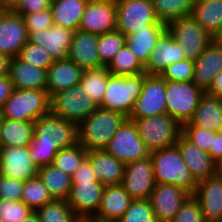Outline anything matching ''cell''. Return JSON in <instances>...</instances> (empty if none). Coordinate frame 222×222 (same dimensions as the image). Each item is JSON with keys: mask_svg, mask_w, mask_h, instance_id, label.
I'll list each match as a JSON object with an SVG mask.
<instances>
[{"mask_svg": "<svg viewBox=\"0 0 222 222\" xmlns=\"http://www.w3.org/2000/svg\"><path fill=\"white\" fill-rule=\"evenodd\" d=\"M126 119L119 112L97 107L78 125V143L87 151L104 150Z\"/></svg>", "mask_w": 222, "mask_h": 222, "instance_id": "1", "label": "cell"}, {"mask_svg": "<svg viewBox=\"0 0 222 222\" xmlns=\"http://www.w3.org/2000/svg\"><path fill=\"white\" fill-rule=\"evenodd\" d=\"M156 183L179 186L193 194L197 182L190 173L176 145L150 152Z\"/></svg>", "mask_w": 222, "mask_h": 222, "instance_id": "2", "label": "cell"}, {"mask_svg": "<svg viewBox=\"0 0 222 222\" xmlns=\"http://www.w3.org/2000/svg\"><path fill=\"white\" fill-rule=\"evenodd\" d=\"M145 75V72L128 76L110 73L103 100L98 107L119 112L128 118L141 94Z\"/></svg>", "mask_w": 222, "mask_h": 222, "instance_id": "3", "label": "cell"}, {"mask_svg": "<svg viewBox=\"0 0 222 222\" xmlns=\"http://www.w3.org/2000/svg\"><path fill=\"white\" fill-rule=\"evenodd\" d=\"M1 109L4 118L34 122L50 113V96L47 90L14 89Z\"/></svg>", "mask_w": 222, "mask_h": 222, "instance_id": "4", "label": "cell"}, {"mask_svg": "<svg viewBox=\"0 0 222 222\" xmlns=\"http://www.w3.org/2000/svg\"><path fill=\"white\" fill-rule=\"evenodd\" d=\"M129 120L136 124L140 138L150 152L175 145L182 134V125L167 113Z\"/></svg>", "mask_w": 222, "mask_h": 222, "instance_id": "5", "label": "cell"}, {"mask_svg": "<svg viewBox=\"0 0 222 222\" xmlns=\"http://www.w3.org/2000/svg\"><path fill=\"white\" fill-rule=\"evenodd\" d=\"M35 145L57 146L60 150L78 143V125L48 113L34 121Z\"/></svg>", "mask_w": 222, "mask_h": 222, "instance_id": "6", "label": "cell"}, {"mask_svg": "<svg viewBox=\"0 0 222 222\" xmlns=\"http://www.w3.org/2000/svg\"><path fill=\"white\" fill-rule=\"evenodd\" d=\"M205 91L193 81L166 80L167 114L175 118L181 125L189 122L199 105Z\"/></svg>", "mask_w": 222, "mask_h": 222, "instance_id": "7", "label": "cell"}, {"mask_svg": "<svg viewBox=\"0 0 222 222\" xmlns=\"http://www.w3.org/2000/svg\"><path fill=\"white\" fill-rule=\"evenodd\" d=\"M98 106L80 84L50 96V113L79 125Z\"/></svg>", "mask_w": 222, "mask_h": 222, "instance_id": "8", "label": "cell"}, {"mask_svg": "<svg viewBox=\"0 0 222 222\" xmlns=\"http://www.w3.org/2000/svg\"><path fill=\"white\" fill-rule=\"evenodd\" d=\"M104 150L124 164L150 156V151L140 138L136 124L129 119H126L115 131Z\"/></svg>", "mask_w": 222, "mask_h": 222, "instance_id": "9", "label": "cell"}, {"mask_svg": "<svg viewBox=\"0 0 222 222\" xmlns=\"http://www.w3.org/2000/svg\"><path fill=\"white\" fill-rule=\"evenodd\" d=\"M116 29L125 36L152 24H165L157 18L151 0H115Z\"/></svg>", "mask_w": 222, "mask_h": 222, "instance_id": "10", "label": "cell"}, {"mask_svg": "<svg viewBox=\"0 0 222 222\" xmlns=\"http://www.w3.org/2000/svg\"><path fill=\"white\" fill-rule=\"evenodd\" d=\"M166 27L182 47L185 59L192 61L214 40L191 16L173 20Z\"/></svg>", "mask_w": 222, "mask_h": 222, "instance_id": "11", "label": "cell"}, {"mask_svg": "<svg viewBox=\"0 0 222 222\" xmlns=\"http://www.w3.org/2000/svg\"><path fill=\"white\" fill-rule=\"evenodd\" d=\"M166 80L161 75L146 74L141 94L127 119L153 117L167 113Z\"/></svg>", "mask_w": 222, "mask_h": 222, "instance_id": "12", "label": "cell"}, {"mask_svg": "<svg viewBox=\"0 0 222 222\" xmlns=\"http://www.w3.org/2000/svg\"><path fill=\"white\" fill-rule=\"evenodd\" d=\"M155 184L151 156L125 164L120 185L133 200L149 199Z\"/></svg>", "mask_w": 222, "mask_h": 222, "instance_id": "13", "label": "cell"}, {"mask_svg": "<svg viewBox=\"0 0 222 222\" xmlns=\"http://www.w3.org/2000/svg\"><path fill=\"white\" fill-rule=\"evenodd\" d=\"M78 29L98 36L115 30V0H89L85 6Z\"/></svg>", "mask_w": 222, "mask_h": 222, "instance_id": "14", "label": "cell"}, {"mask_svg": "<svg viewBox=\"0 0 222 222\" xmlns=\"http://www.w3.org/2000/svg\"><path fill=\"white\" fill-rule=\"evenodd\" d=\"M28 33L23 16L13 9L0 13V53L9 58L19 55L21 48L28 42Z\"/></svg>", "mask_w": 222, "mask_h": 222, "instance_id": "15", "label": "cell"}, {"mask_svg": "<svg viewBox=\"0 0 222 222\" xmlns=\"http://www.w3.org/2000/svg\"><path fill=\"white\" fill-rule=\"evenodd\" d=\"M104 188L99 181H72L67 203L79 218L91 219L99 209Z\"/></svg>", "mask_w": 222, "mask_h": 222, "instance_id": "16", "label": "cell"}, {"mask_svg": "<svg viewBox=\"0 0 222 222\" xmlns=\"http://www.w3.org/2000/svg\"><path fill=\"white\" fill-rule=\"evenodd\" d=\"M189 195L179 186L156 183L149 198L156 222H170Z\"/></svg>", "mask_w": 222, "mask_h": 222, "instance_id": "17", "label": "cell"}, {"mask_svg": "<svg viewBox=\"0 0 222 222\" xmlns=\"http://www.w3.org/2000/svg\"><path fill=\"white\" fill-rule=\"evenodd\" d=\"M0 175L26 181L38 176V167L29 157L27 147H0Z\"/></svg>", "mask_w": 222, "mask_h": 222, "instance_id": "18", "label": "cell"}, {"mask_svg": "<svg viewBox=\"0 0 222 222\" xmlns=\"http://www.w3.org/2000/svg\"><path fill=\"white\" fill-rule=\"evenodd\" d=\"M192 195L201 206L205 222H222V178L214 174L199 181Z\"/></svg>", "mask_w": 222, "mask_h": 222, "instance_id": "19", "label": "cell"}, {"mask_svg": "<svg viewBox=\"0 0 222 222\" xmlns=\"http://www.w3.org/2000/svg\"><path fill=\"white\" fill-rule=\"evenodd\" d=\"M184 59L182 47L166 29L152 49L148 61L144 65V71L149 75H161L166 67Z\"/></svg>", "mask_w": 222, "mask_h": 222, "instance_id": "20", "label": "cell"}, {"mask_svg": "<svg viewBox=\"0 0 222 222\" xmlns=\"http://www.w3.org/2000/svg\"><path fill=\"white\" fill-rule=\"evenodd\" d=\"M98 39V35L76 30L67 57L82 70L104 67L97 50Z\"/></svg>", "mask_w": 222, "mask_h": 222, "instance_id": "21", "label": "cell"}, {"mask_svg": "<svg viewBox=\"0 0 222 222\" xmlns=\"http://www.w3.org/2000/svg\"><path fill=\"white\" fill-rule=\"evenodd\" d=\"M175 145L197 183L215 174V162L208 152L200 149L183 134L178 137Z\"/></svg>", "mask_w": 222, "mask_h": 222, "instance_id": "22", "label": "cell"}, {"mask_svg": "<svg viewBox=\"0 0 222 222\" xmlns=\"http://www.w3.org/2000/svg\"><path fill=\"white\" fill-rule=\"evenodd\" d=\"M74 33L73 30L53 24L48 29L28 34V41L46 48L55 61L68 56Z\"/></svg>", "mask_w": 222, "mask_h": 222, "instance_id": "23", "label": "cell"}, {"mask_svg": "<svg viewBox=\"0 0 222 222\" xmlns=\"http://www.w3.org/2000/svg\"><path fill=\"white\" fill-rule=\"evenodd\" d=\"M132 200L121 185L105 186L99 209L91 219L99 222H117Z\"/></svg>", "mask_w": 222, "mask_h": 222, "instance_id": "24", "label": "cell"}, {"mask_svg": "<svg viewBox=\"0 0 222 222\" xmlns=\"http://www.w3.org/2000/svg\"><path fill=\"white\" fill-rule=\"evenodd\" d=\"M221 69L222 45L214 39L194 61L192 81L205 91Z\"/></svg>", "mask_w": 222, "mask_h": 222, "instance_id": "25", "label": "cell"}, {"mask_svg": "<svg viewBox=\"0 0 222 222\" xmlns=\"http://www.w3.org/2000/svg\"><path fill=\"white\" fill-rule=\"evenodd\" d=\"M83 70L68 57L55 60L47 69L46 90L49 96L78 85Z\"/></svg>", "mask_w": 222, "mask_h": 222, "instance_id": "26", "label": "cell"}, {"mask_svg": "<svg viewBox=\"0 0 222 222\" xmlns=\"http://www.w3.org/2000/svg\"><path fill=\"white\" fill-rule=\"evenodd\" d=\"M8 76L14 89L46 90L47 70L25 63L18 57L10 58Z\"/></svg>", "mask_w": 222, "mask_h": 222, "instance_id": "27", "label": "cell"}, {"mask_svg": "<svg viewBox=\"0 0 222 222\" xmlns=\"http://www.w3.org/2000/svg\"><path fill=\"white\" fill-rule=\"evenodd\" d=\"M89 159L97 180L104 186L120 185L124 176L125 164L105 150L88 151Z\"/></svg>", "mask_w": 222, "mask_h": 222, "instance_id": "28", "label": "cell"}, {"mask_svg": "<svg viewBox=\"0 0 222 222\" xmlns=\"http://www.w3.org/2000/svg\"><path fill=\"white\" fill-rule=\"evenodd\" d=\"M182 126H197L213 132L222 131V98L204 93L192 119Z\"/></svg>", "mask_w": 222, "mask_h": 222, "instance_id": "29", "label": "cell"}, {"mask_svg": "<svg viewBox=\"0 0 222 222\" xmlns=\"http://www.w3.org/2000/svg\"><path fill=\"white\" fill-rule=\"evenodd\" d=\"M166 24H152L126 36V44L139 61L145 65Z\"/></svg>", "mask_w": 222, "mask_h": 222, "instance_id": "30", "label": "cell"}, {"mask_svg": "<svg viewBox=\"0 0 222 222\" xmlns=\"http://www.w3.org/2000/svg\"><path fill=\"white\" fill-rule=\"evenodd\" d=\"M190 16L215 37L222 29V0H195Z\"/></svg>", "mask_w": 222, "mask_h": 222, "instance_id": "31", "label": "cell"}, {"mask_svg": "<svg viewBox=\"0 0 222 222\" xmlns=\"http://www.w3.org/2000/svg\"><path fill=\"white\" fill-rule=\"evenodd\" d=\"M89 0H51L54 25L76 31Z\"/></svg>", "mask_w": 222, "mask_h": 222, "instance_id": "32", "label": "cell"}, {"mask_svg": "<svg viewBox=\"0 0 222 222\" xmlns=\"http://www.w3.org/2000/svg\"><path fill=\"white\" fill-rule=\"evenodd\" d=\"M33 135L34 122L4 118L0 127V147H27Z\"/></svg>", "mask_w": 222, "mask_h": 222, "instance_id": "33", "label": "cell"}, {"mask_svg": "<svg viewBox=\"0 0 222 222\" xmlns=\"http://www.w3.org/2000/svg\"><path fill=\"white\" fill-rule=\"evenodd\" d=\"M38 176L53 199H67L71 190L72 178L52 164L38 168Z\"/></svg>", "mask_w": 222, "mask_h": 222, "instance_id": "34", "label": "cell"}, {"mask_svg": "<svg viewBox=\"0 0 222 222\" xmlns=\"http://www.w3.org/2000/svg\"><path fill=\"white\" fill-rule=\"evenodd\" d=\"M110 72L106 66L96 69L83 70L79 82L83 92L92 96V100L99 106L103 100L104 93L108 84Z\"/></svg>", "mask_w": 222, "mask_h": 222, "instance_id": "35", "label": "cell"}, {"mask_svg": "<svg viewBox=\"0 0 222 222\" xmlns=\"http://www.w3.org/2000/svg\"><path fill=\"white\" fill-rule=\"evenodd\" d=\"M157 18L166 25L190 16L195 0H151Z\"/></svg>", "mask_w": 222, "mask_h": 222, "instance_id": "36", "label": "cell"}, {"mask_svg": "<svg viewBox=\"0 0 222 222\" xmlns=\"http://www.w3.org/2000/svg\"><path fill=\"white\" fill-rule=\"evenodd\" d=\"M106 68L111 74L121 76L136 75L145 72L144 65L134 55L126 43L116 53Z\"/></svg>", "mask_w": 222, "mask_h": 222, "instance_id": "37", "label": "cell"}, {"mask_svg": "<svg viewBox=\"0 0 222 222\" xmlns=\"http://www.w3.org/2000/svg\"><path fill=\"white\" fill-rule=\"evenodd\" d=\"M35 212L41 222H77L79 219L66 199H53Z\"/></svg>", "mask_w": 222, "mask_h": 222, "instance_id": "38", "label": "cell"}, {"mask_svg": "<svg viewBox=\"0 0 222 222\" xmlns=\"http://www.w3.org/2000/svg\"><path fill=\"white\" fill-rule=\"evenodd\" d=\"M53 200L39 176L24 182L21 201L34 212Z\"/></svg>", "mask_w": 222, "mask_h": 222, "instance_id": "39", "label": "cell"}, {"mask_svg": "<svg viewBox=\"0 0 222 222\" xmlns=\"http://www.w3.org/2000/svg\"><path fill=\"white\" fill-rule=\"evenodd\" d=\"M88 151L80 144L63 148L56 154L52 165L64 173L72 176L75 170L87 157Z\"/></svg>", "mask_w": 222, "mask_h": 222, "instance_id": "40", "label": "cell"}, {"mask_svg": "<svg viewBox=\"0 0 222 222\" xmlns=\"http://www.w3.org/2000/svg\"><path fill=\"white\" fill-rule=\"evenodd\" d=\"M125 43L126 36L117 29L100 35L97 50L101 63L107 66Z\"/></svg>", "mask_w": 222, "mask_h": 222, "instance_id": "41", "label": "cell"}, {"mask_svg": "<svg viewBox=\"0 0 222 222\" xmlns=\"http://www.w3.org/2000/svg\"><path fill=\"white\" fill-rule=\"evenodd\" d=\"M17 57L25 63L44 70H47L54 63L46 48L29 41L21 48Z\"/></svg>", "mask_w": 222, "mask_h": 222, "instance_id": "42", "label": "cell"}, {"mask_svg": "<svg viewBox=\"0 0 222 222\" xmlns=\"http://www.w3.org/2000/svg\"><path fill=\"white\" fill-rule=\"evenodd\" d=\"M117 222H156L150 200H132L129 208Z\"/></svg>", "mask_w": 222, "mask_h": 222, "instance_id": "43", "label": "cell"}, {"mask_svg": "<svg viewBox=\"0 0 222 222\" xmlns=\"http://www.w3.org/2000/svg\"><path fill=\"white\" fill-rule=\"evenodd\" d=\"M32 212L33 210L22 201L0 198V222H20Z\"/></svg>", "mask_w": 222, "mask_h": 222, "instance_id": "44", "label": "cell"}, {"mask_svg": "<svg viewBox=\"0 0 222 222\" xmlns=\"http://www.w3.org/2000/svg\"><path fill=\"white\" fill-rule=\"evenodd\" d=\"M194 70V61L190 59H184L176 63H172L163 71L161 76L165 80L171 81H192Z\"/></svg>", "mask_w": 222, "mask_h": 222, "instance_id": "45", "label": "cell"}, {"mask_svg": "<svg viewBox=\"0 0 222 222\" xmlns=\"http://www.w3.org/2000/svg\"><path fill=\"white\" fill-rule=\"evenodd\" d=\"M170 222H205L201 206L192 194L183 202Z\"/></svg>", "mask_w": 222, "mask_h": 222, "instance_id": "46", "label": "cell"}, {"mask_svg": "<svg viewBox=\"0 0 222 222\" xmlns=\"http://www.w3.org/2000/svg\"><path fill=\"white\" fill-rule=\"evenodd\" d=\"M215 133L197 126H182V134L206 152L210 150Z\"/></svg>", "mask_w": 222, "mask_h": 222, "instance_id": "47", "label": "cell"}, {"mask_svg": "<svg viewBox=\"0 0 222 222\" xmlns=\"http://www.w3.org/2000/svg\"><path fill=\"white\" fill-rule=\"evenodd\" d=\"M28 148L29 157L38 168L52 164L60 150L57 146L35 145L33 142L28 145Z\"/></svg>", "mask_w": 222, "mask_h": 222, "instance_id": "48", "label": "cell"}, {"mask_svg": "<svg viewBox=\"0 0 222 222\" xmlns=\"http://www.w3.org/2000/svg\"><path fill=\"white\" fill-rule=\"evenodd\" d=\"M23 19L28 34L48 29L54 24L50 8L32 14H25L23 15Z\"/></svg>", "mask_w": 222, "mask_h": 222, "instance_id": "49", "label": "cell"}, {"mask_svg": "<svg viewBox=\"0 0 222 222\" xmlns=\"http://www.w3.org/2000/svg\"><path fill=\"white\" fill-rule=\"evenodd\" d=\"M23 187L24 181L0 175V198L11 201H21Z\"/></svg>", "mask_w": 222, "mask_h": 222, "instance_id": "50", "label": "cell"}, {"mask_svg": "<svg viewBox=\"0 0 222 222\" xmlns=\"http://www.w3.org/2000/svg\"><path fill=\"white\" fill-rule=\"evenodd\" d=\"M50 4L51 0H21L13 10L23 16L49 9Z\"/></svg>", "mask_w": 222, "mask_h": 222, "instance_id": "51", "label": "cell"}, {"mask_svg": "<svg viewBox=\"0 0 222 222\" xmlns=\"http://www.w3.org/2000/svg\"><path fill=\"white\" fill-rule=\"evenodd\" d=\"M72 181H98L91 166L89 159L86 157L81 165L75 170L71 176Z\"/></svg>", "mask_w": 222, "mask_h": 222, "instance_id": "52", "label": "cell"}, {"mask_svg": "<svg viewBox=\"0 0 222 222\" xmlns=\"http://www.w3.org/2000/svg\"><path fill=\"white\" fill-rule=\"evenodd\" d=\"M14 90L13 84L8 75L0 76V109L11 96Z\"/></svg>", "mask_w": 222, "mask_h": 222, "instance_id": "53", "label": "cell"}, {"mask_svg": "<svg viewBox=\"0 0 222 222\" xmlns=\"http://www.w3.org/2000/svg\"><path fill=\"white\" fill-rule=\"evenodd\" d=\"M214 162L222 159V131L216 132L208 152Z\"/></svg>", "mask_w": 222, "mask_h": 222, "instance_id": "54", "label": "cell"}, {"mask_svg": "<svg viewBox=\"0 0 222 222\" xmlns=\"http://www.w3.org/2000/svg\"><path fill=\"white\" fill-rule=\"evenodd\" d=\"M205 93L222 98V69L214 76Z\"/></svg>", "mask_w": 222, "mask_h": 222, "instance_id": "55", "label": "cell"}, {"mask_svg": "<svg viewBox=\"0 0 222 222\" xmlns=\"http://www.w3.org/2000/svg\"><path fill=\"white\" fill-rule=\"evenodd\" d=\"M10 58L0 53V76L8 75Z\"/></svg>", "mask_w": 222, "mask_h": 222, "instance_id": "56", "label": "cell"}, {"mask_svg": "<svg viewBox=\"0 0 222 222\" xmlns=\"http://www.w3.org/2000/svg\"><path fill=\"white\" fill-rule=\"evenodd\" d=\"M21 0H2L6 9H14Z\"/></svg>", "mask_w": 222, "mask_h": 222, "instance_id": "57", "label": "cell"}, {"mask_svg": "<svg viewBox=\"0 0 222 222\" xmlns=\"http://www.w3.org/2000/svg\"><path fill=\"white\" fill-rule=\"evenodd\" d=\"M20 222H41V221L36 212L33 211L27 218L21 220Z\"/></svg>", "mask_w": 222, "mask_h": 222, "instance_id": "58", "label": "cell"}, {"mask_svg": "<svg viewBox=\"0 0 222 222\" xmlns=\"http://www.w3.org/2000/svg\"><path fill=\"white\" fill-rule=\"evenodd\" d=\"M215 174L222 178V159L215 162Z\"/></svg>", "mask_w": 222, "mask_h": 222, "instance_id": "59", "label": "cell"}, {"mask_svg": "<svg viewBox=\"0 0 222 222\" xmlns=\"http://www.w3.org/2000/svg\"><path fill=\"white\" fill-rule=\"evenodd\" d=\"M214 39H215L220 45H222V29H221V31L214 37Z\"/></svg>", "mask_w": 222, "mask_h": 222, "instance_id": "60", "label": "cell"}, {"mask_svg": "<svg viewBox=\"0 0 222 222\" xmlns=\"http://www.w3.org/2000/svg\"><path fill=\"white\" fill-rule=\"evenodd\" d=\"M77 222H96V220L79 218Z\"/></svg>", "mask_w": 222, "mask_h": 222, "instance_id": "61", "label": "cell"}, {"mask_svg": "<svg viewBox=\"0 0 222 222\" xmlns=\"http://www.w3.org/2000/svg\"><path fill=\"white\" fill-rule=\"evenodd\" d=\"M6 9L5 5L3 4L2 0H0V13L4 12Z\"/></svg>", "mask_w": 222, "mask_h": 222, "instance_id": "62", "label": "cell"}, {"mask_svg": "<svg viewBox=\"0 0 222 222\" xmlns=\"http://www.w3.org/2000/svg\"><path fill=\"white\" fill-rule=\"evenodd\" d=\"M3 119H4V117H3V114H2V109H0V127L2 125Z\"/></svg>", "mask_w": 222, "mask_h": 222, "instance_id": "63", "label": "cell"}]
</instances>
